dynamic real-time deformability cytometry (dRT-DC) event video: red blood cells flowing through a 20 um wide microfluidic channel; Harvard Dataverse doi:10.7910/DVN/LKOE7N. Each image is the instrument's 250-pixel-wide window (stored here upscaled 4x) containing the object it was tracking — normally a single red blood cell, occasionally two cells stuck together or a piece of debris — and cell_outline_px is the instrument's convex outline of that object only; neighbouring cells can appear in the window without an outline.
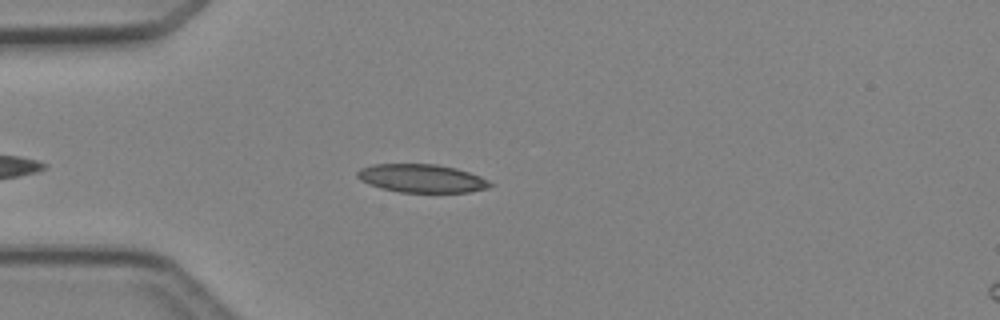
{"species": "Egyptian fruit bat (a non-hibernating species)", "species_latin": "Rousettus aegyptiacus", "temperature_condition": "cold", "stored_images_in_passage": 39, "camera_frame_rate_fps": 3000, "um_per_image_px": 0.085, "animal": {"sex": "female"}, "frame": {"image": 1, "passage_image": 7, "time_ms": 2.0, "image_size_px": [1000, 320], "cell_outline_px": [[496, 184], [488, 188], [468, 192], [400, 192], [380, 188], [360, 180], [356, 176], [356, 172], [360, 168], [372, 164], [436, 164], [456, 168], [480, 176]], "centroid_in_image_um": [35.84, 15.16], "position_along_channel_um": 49.2, "area_um2": 21.96}}
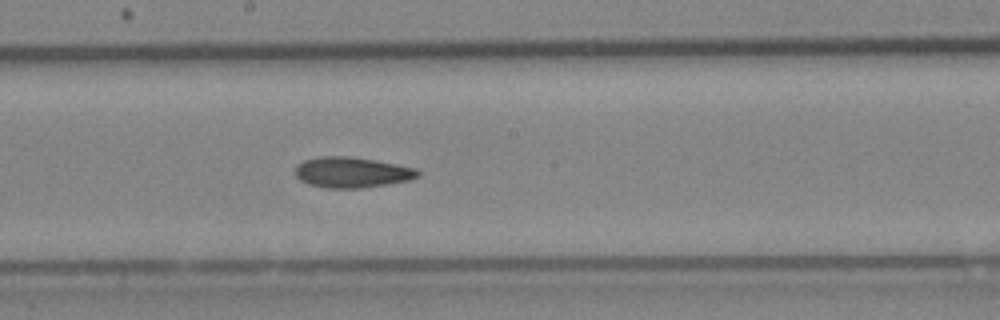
{"frame": {"image": 2, "passage_image": 20, "time_ms": 6.333, "image_size_px": [1000, 320], "cell_outline_px": [[420, 176], [408, 180], [360, 188], [324, 188], [308, 184], [300, 180], [296, 176], [296, 164], [304, 160], [320, 156], [348, 156], [396, 164], [416, 168], [420, 172]], "centroid_in_image_um": [29.87, 14.65], "position_along_channel_um": 218.3, "area_um2": 21.73}}
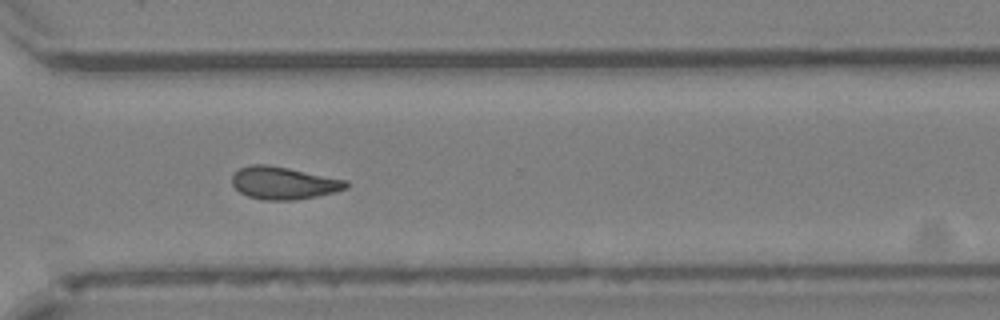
{"frame": {"image": 3, "passage_image": 29, "time_ms": 9.333, "image_size_px": [1000, 320], "cell_outline_px": [[348, 188], [316, 196], [292, 200], [264, 200], [248, 196], [240, 192], [232, 184], [232, 176], [240, 168], [252, 164], [268, 164], [348, 180]], "centroid_in_image_um": [24.1, 15.55], "position_along_channel_um": 346.5, "area_um2": 21.44}, "authors_computed_cell_mechanics": {"area_um2": 21.4438, "velocity_mm_per_s": 4.2545, "shape_relaxation_time_tau1_ms": null, "shape_relaxation_time_tau2_ms": 4.3442, "deformation_change_tau1": null, "deformation_change_tau2": 0.1041}}